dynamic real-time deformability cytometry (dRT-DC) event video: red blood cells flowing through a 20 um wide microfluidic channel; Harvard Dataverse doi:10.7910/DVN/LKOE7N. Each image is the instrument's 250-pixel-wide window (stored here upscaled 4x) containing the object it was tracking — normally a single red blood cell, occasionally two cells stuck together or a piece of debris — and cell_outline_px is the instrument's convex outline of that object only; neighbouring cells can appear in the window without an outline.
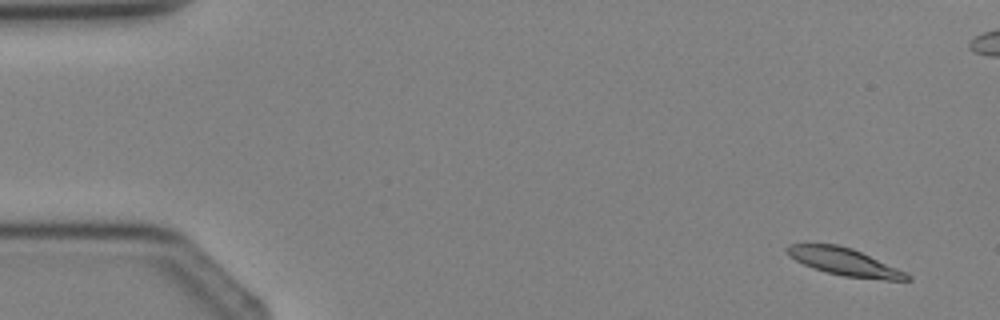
{"species": "Egyptian fruit bat (a non-hibernating species)", "species_latin": "Rousettus aegyptiacus", "temperature_condition": "cold", "stored_images_in_passage": 3, "camera_frame_rate_fps": 3000, "um_per_image_px": 0.085, "animal": {"sex": "female"}, "frame": {"image": 1, "passage_image": 1, "time_ms": 0.0, "image_size_px": [1000, 320], "cell_outline_px": [[912, 280], [884, 280], [844, 276], [812, 268], [788, 256], [784, 248], [788, 244], [836, 244], [852, 248], [896, 268], [912, 276]], "centroid_in_image_um": [71.74, 22.25], "position_along_channel_um": 13.3, "area_um2": 18.96}}